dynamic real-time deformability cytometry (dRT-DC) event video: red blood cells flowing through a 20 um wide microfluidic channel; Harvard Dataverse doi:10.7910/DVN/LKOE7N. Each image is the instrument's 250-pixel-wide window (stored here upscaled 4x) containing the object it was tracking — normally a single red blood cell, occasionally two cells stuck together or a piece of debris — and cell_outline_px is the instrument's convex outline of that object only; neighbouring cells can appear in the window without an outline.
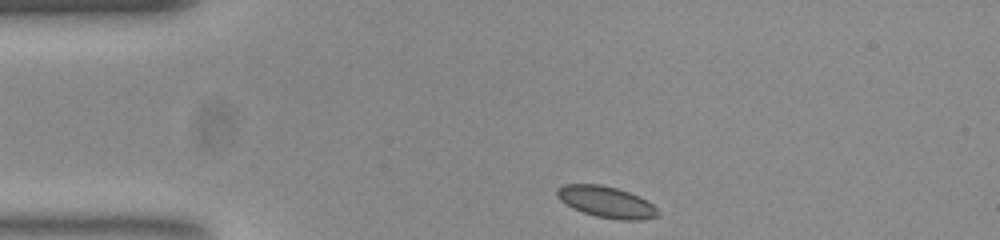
{"species": "common noctule bat (a hibernating species)", "species_latin": "Nyctalus noctula", "temperature_condition": "room temperature", "stored_images_in_passage": 35, "camera_frame_rate_fps": 3000, "um_per_image_px": 0.085, "animal": {"sex": "female", "body_mass_g": 23.0, "forearm_length_mm": 53.4}, "frame": {"image": 1, "passage_image": 1, "time_ms": 0.0, "image_size_px": [1000, 240], "cell_outline_px": [[660, 212], [656, 216], [644, 220], [620, 220], [596, 216], [572, 208], [560, 200], [556, 196], [556, 192], [564, 184], [600, 184], [616, 188], [628, 192], [652, 204]], "centroid_in_image_um": [51.52, 17.17], "position_along_channel_um": 33.5, "area_um2": 18.15}}
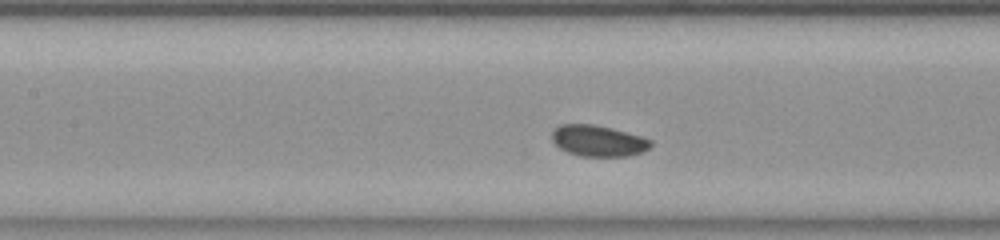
{"frame": {"image": 2, "passage_image": 14, "time_ms": 4.333, "image_size_px": [1000, 240], "cell_outline_px": [[652, 144], [644, 152], [628, 156], [580, 156], [568, 152], [560, 148], [552, 140], [552, 128], [560, 124], [592, 124], [612, 128], [640, 136], [652, 140]], "centroid_in_image_um": [50.83, 11.96], "position_along_channel_um": 156.6, "area_um2": 17.98}}
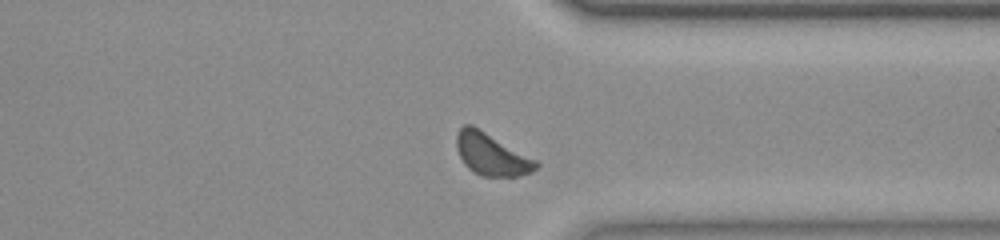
{"frame": {"image": 3, "passage_image": 31, "time_ms": 10.0, "image_size_px": [1000, 240], "cell_outline_px": [[540, 164], [532, 172], [520, 176], [480, 176], [472, 172], [464, 164], [456, 148], [456, 136], [460, 128], [464, 124], [472, 124], [536, 160]], "centroid_in_image_um": [41.75, 13.12], "position_along_channel_um": 369.6, "area_um2": 19.48}, "authors_computed_cell_mechanics": {"area_um2": 18.2648, "velocity_mm_per_s": 3.8022, "shape_relaxation_time_tau1_ms": null, "shape_relaxation_time_tau2_ms": 5.2668, "deformation_change_tau1": null, "deformation_change_tau2": 0.1075}}